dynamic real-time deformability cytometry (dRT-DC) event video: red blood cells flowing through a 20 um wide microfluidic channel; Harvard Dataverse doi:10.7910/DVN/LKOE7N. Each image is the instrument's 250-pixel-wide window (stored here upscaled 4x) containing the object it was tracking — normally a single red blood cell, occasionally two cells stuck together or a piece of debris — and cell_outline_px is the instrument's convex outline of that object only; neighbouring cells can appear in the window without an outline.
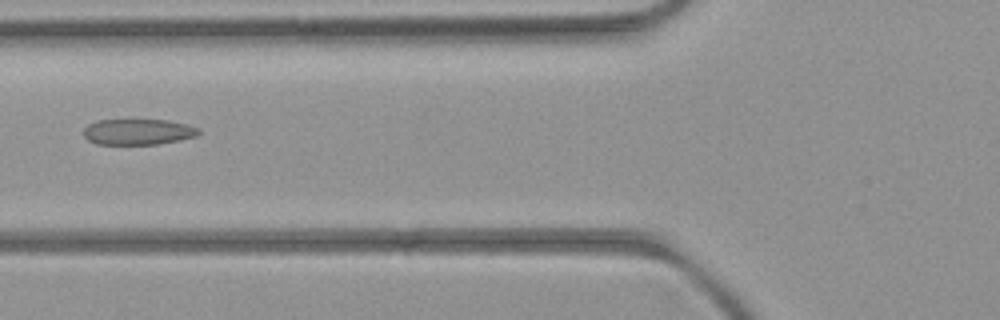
{"species": "common noctule bat (a hibernating species)", "species_latin": "Nyctalus noctula", "temperature_condition": "room temperature", "stored_images_in_passage": 8, "camera_frame_rate_fps": 3000, "um_per_image_px": 0.085, "animal": {"sex": "female", "body_mass_g": 21.9}, "frame": {"image": 1, "passage_image": 6, "time_ms": 5.667, "image_size_px": [1000, 320], "cell_outline_px": [[200, 132], [196, 136], [180, 140], [156, 144], [96, 144], [88, 140], [84, 136], [84, 128], [88, 124], [96, 120], [168, 120], [188, 124], [200, 128]], "centroid_in_image_um": [11.74, 11.2], "position_along_channel_um": 114.1, "area_um2": 17.4}}
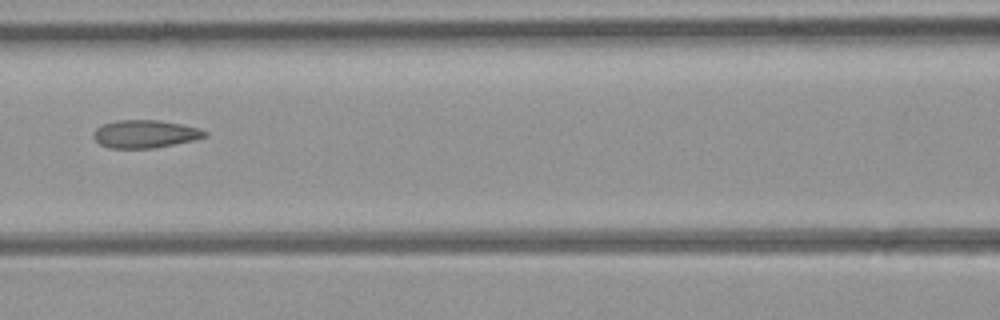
{"frame": {"image": 2, "passage_image": 7, "time_ms": 6.667, "image_size_px": [1000, 320], "cell_outline_px": [[208, 136], [192, 140], [156, 148], [108, 148], [100, 144], [92, 136], [92, 132], [96, 128], [104, 124], [116, 120], [160, 120], [200, 128], [208, 132]], "centroid_in_image_um": [12.32, 11.38], "position_along_channel_um": 154.3, "area_um2": 18.15}}
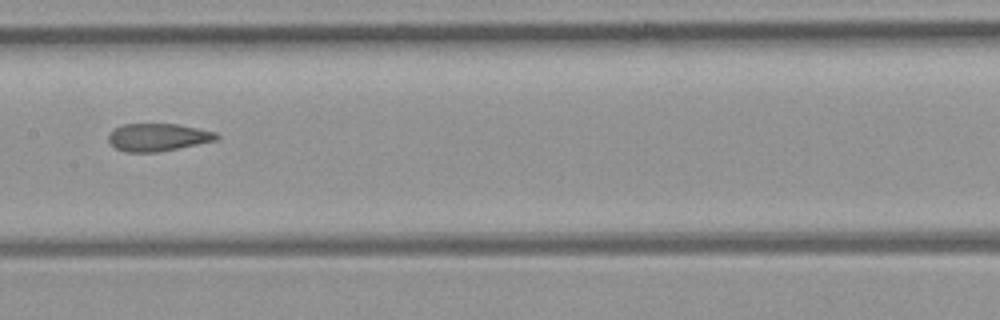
{"frame": {"image": 3, "passage_image": 8, "time_ms": 7.667, "image_size_px": [1000, 320], "cell_outline_px": [[220, 136], [216, 140], [156, 152], [124, 152], [116, 148], [108, 140], [108, 132], [120, 124], [176, 124], [216, 132]], "centroid_in_image_um": [13.36, 11.66], "position_along_channel_um": 194.0, "area_um2": 17.28}}